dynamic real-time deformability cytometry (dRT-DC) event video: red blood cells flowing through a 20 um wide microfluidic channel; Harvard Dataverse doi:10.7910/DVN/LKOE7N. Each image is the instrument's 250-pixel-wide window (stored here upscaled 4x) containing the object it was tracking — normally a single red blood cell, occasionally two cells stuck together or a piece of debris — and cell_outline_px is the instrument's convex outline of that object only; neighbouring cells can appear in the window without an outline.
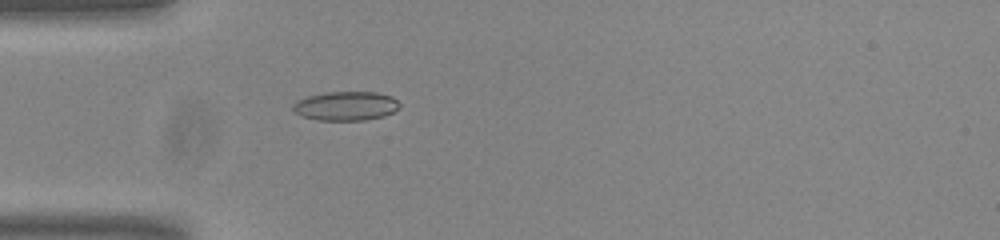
{"species": "common noctule bat (a hibernating species)", "species_latin": "Nyctalus noctula", "temperature_condition": "room temperature", "stored_images_in_passage": 46, "camera_frame_rate_fps": 3000, "um_per_image_px": 0.085, "animal": {"sex": "male", "body_mass_g": 20.0, "forearm_length_mm": 53.3}, "frame": {"image": 1, "passage_image": 8, "time_ms": 2.333, "image_size_px": [1000, 240], "cell_outline_px": [[400, 108], [384, 116], [364, 120], [320, 120], [304, 116], [296, 112], [292, 108], [292, 104], [296, 100], [308, 96], [324, 92], [376, 92], [392, 96], [400, 104]], "centroid_in_image_um": [29.41, 8.99], "position_along_channel_um": 55.6, "area_um2": 18.03}}
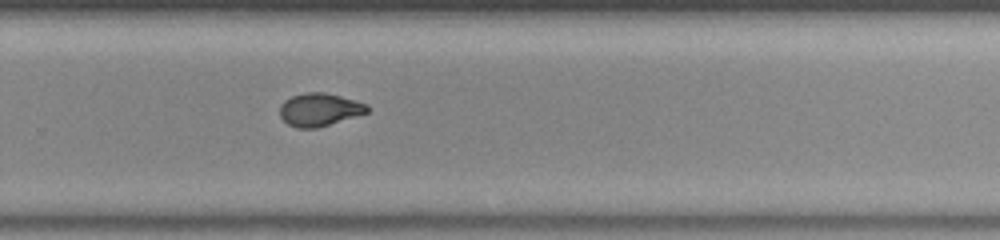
{"frame": {"image": 2, "passage_image": 28, "time_ms": 9.0, "image_size_px": [1000, 240], "cell_outline_px": [[368, 112], [316, 128], [296, 128], [288, 124], [280, 116], [280, 104], [284, 100], [292, 96], [308, 92], [324, 92], [356, 100], [368, 104]], "centroid_in_image_um": [27.13, 9.31], "position_along_channel_um": 302.7, "area_um2": 16.65}}
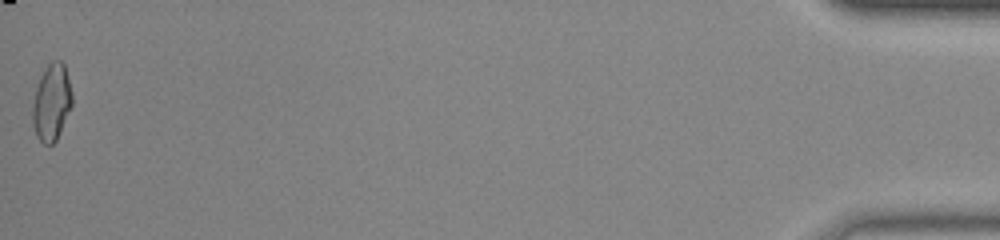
{"frame": {"image": 3, "passage_image": 46, "time_ms": 15.0, "image_size_px": [1000, 240], "cell_outline_px": [[72, 104], [56, 140], [52, 144], [44, 144], [36, 136], [32, 124], [32, 104], [36, 88], [40, 76], [48, 64], [52, 60], [60, 60], [64, 64], [72, 92]], "centroid_in_image_um": [4.37, 8.69], "position_along_channel_um": 430.8, "area_um2": 17.63}, "authors_computed_cell_mechanics": {"area_um2": 16.9932, "velocity_mm_per_s": 3.7897, "shape_relaxation_time_tau1_ms": 5.3004, "shape_relaxation_time_tau2_ms": 1.6519, "deformation_change_tau1": 0.1927, "deformation_change_tau2": 0.0669}}